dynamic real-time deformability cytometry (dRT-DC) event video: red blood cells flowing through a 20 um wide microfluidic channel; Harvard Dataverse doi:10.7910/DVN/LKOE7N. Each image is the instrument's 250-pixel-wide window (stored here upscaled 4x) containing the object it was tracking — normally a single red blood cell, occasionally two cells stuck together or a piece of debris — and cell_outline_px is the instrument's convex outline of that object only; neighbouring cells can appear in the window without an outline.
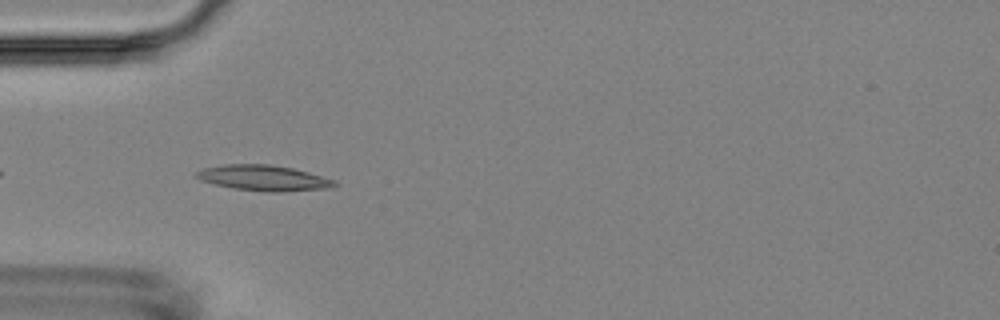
{"species": "Egyptian fruit bat (a non-hibernating species)", "species_latin": "Rousettus aegyptiacus", "temperature_condition": "room temperature", "stored_images_in_passage": 4, "camera_frame_rate_fps": 3000, "um_per_image_px": 0.085, "animal": {"sex": "female"}, "frame": {"image": 1, "passage_image": 4, "time_ms": 3.333, "image_size_px": [1000, 320], "cell_outline_px": [[340, 184], [332, 188], [280, 192], [268, 192], [232, 188], [200, 180], [196, 176], [196, 172], [204, 168], [220, 164], [268, 164], [292, 168], [308, 172], [336, 180]], "centroid_in_image_um": [22.45, 15.13], "position_along_channel_um": 62.5, "area_um2": 20.69}}